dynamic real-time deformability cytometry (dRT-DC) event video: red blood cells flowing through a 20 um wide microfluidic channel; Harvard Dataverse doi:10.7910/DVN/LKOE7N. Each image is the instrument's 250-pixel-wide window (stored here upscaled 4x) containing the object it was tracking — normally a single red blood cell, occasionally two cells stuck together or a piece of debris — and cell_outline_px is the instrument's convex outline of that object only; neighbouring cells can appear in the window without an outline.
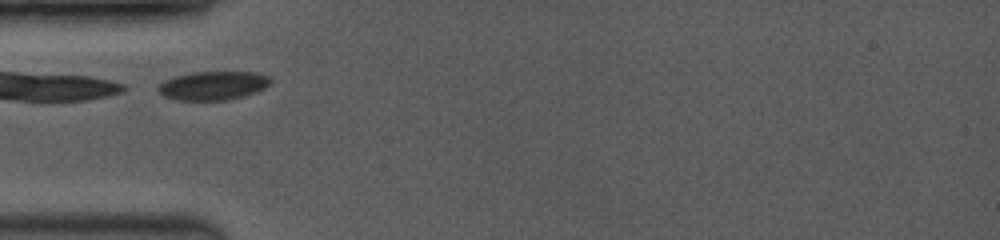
{"species": "common noctule bat (a hibernating species)", "species_latin": "Nyctalus noctula", "temperature_condition": "room temperature", "stored_images_in_passage": 18, "camera_frame_rate_fps": 3500, "um_per_image_px": 0.085, "animal": {"sex": "female", "body_mass_g": 19.0, "forearm_length_mm": 53.3}, "frame": {"image": 1, "passage_image": 1, "time_ms": 0.0, "image_size_px": [1000, 240], "cell_outline_px": [[272, 80], [264, 88], [244, 96], [228, 100], [176, 100], [164, 96], [156, 88], [164, 80], [176, 76], [192, 72], [256, 72], [268, 76]], "centroid_in_image_um": [18.1, 7.27], "position_along_channel_um": 66.9, "area_um2": 18.73}}
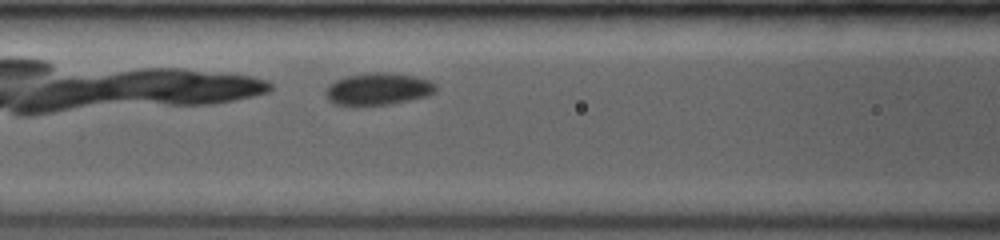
{"frame": {"image": 2, "passage_image": 6, "time_ms": 1.714, "image_size_px": [1000, 240], "cell_outline_px": [[436, 92], [428, 96], [392, 104], [352, 108], [332, 104], [324, 96], [324, 92], [336, 80], [344, 76], [368, 72], [388, 72], [416, 76], [428, 80], [436, 84]], "centroid_in_image_um": [32.1, 7.6], "position_along_channel_um": 134.5, "area_um2": 21.5}}
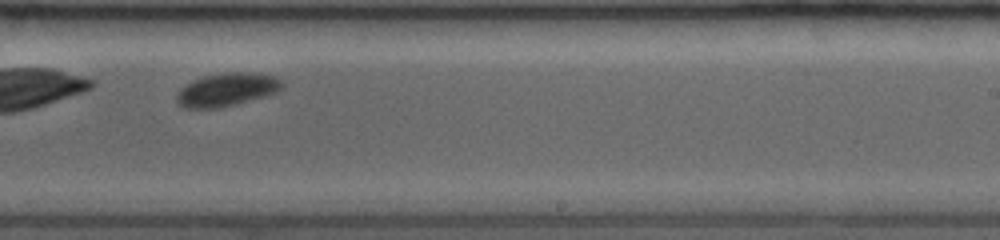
{"frame": {"image": 3, "passage_image": 16, "time_ms": 5.143, "image_size_px": [1000, 240], "cell_outline_px": [[284, 84], [276, 92], [264, 96], [236, 104], [216, 108], [184, 108], [176, 100], [176, 96], [180, 88], [192, 80], [204, 76], [228, 72], [248, 72], [276, 76], [284, 80]], "centroid_in_image_um": [19.28, 7.61], "position_along_channel_um": 269.7, "area_um2": 20.35}}